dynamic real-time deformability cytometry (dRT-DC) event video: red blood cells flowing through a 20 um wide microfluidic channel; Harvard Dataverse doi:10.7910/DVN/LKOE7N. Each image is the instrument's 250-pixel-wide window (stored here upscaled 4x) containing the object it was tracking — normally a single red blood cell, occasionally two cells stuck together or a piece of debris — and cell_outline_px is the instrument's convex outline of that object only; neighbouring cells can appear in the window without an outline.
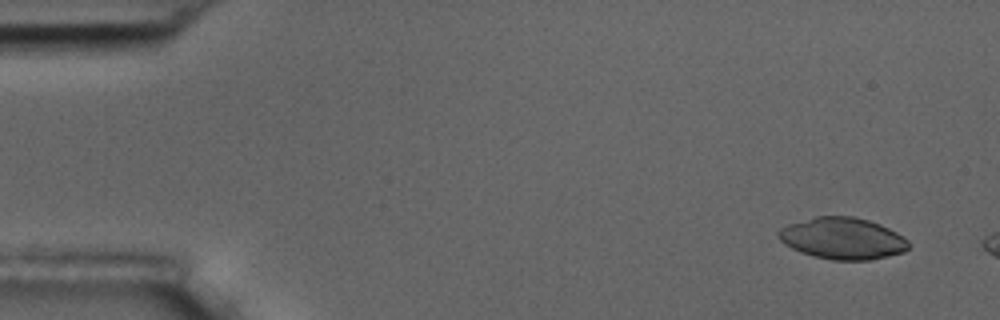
{"species": "common noctule bat (a hibernating species)", "species_latin": "Nyctalus noctula", "temperature_condition": "room temperature", "stored_images_in_passage": 3, "camera_frame_rate_fps": 3000, "um_per_image_px": 0.085, "animal": {"sex": "male", "body_mass_g": 17.5, "forearm_length_mm": 52.3}, "frame": {"image": 1, "passage_image": 1, "time_ms": 0.0, "image_size_px": [1000, 320], "cell_outline_px": [[912, 244], [904, 252], [872, 260], [832, 260], [800, 252], [784, 244], [776, 236], [776, 232], [780, 228], [788, 224], [816, 216], [852, 216], [868, 220], [880, 224], [904, 236]], "centroid_in_image_um": [71.63, 20.26], "position_along_channel_um": 13.4, "area_um2": 31.79}}